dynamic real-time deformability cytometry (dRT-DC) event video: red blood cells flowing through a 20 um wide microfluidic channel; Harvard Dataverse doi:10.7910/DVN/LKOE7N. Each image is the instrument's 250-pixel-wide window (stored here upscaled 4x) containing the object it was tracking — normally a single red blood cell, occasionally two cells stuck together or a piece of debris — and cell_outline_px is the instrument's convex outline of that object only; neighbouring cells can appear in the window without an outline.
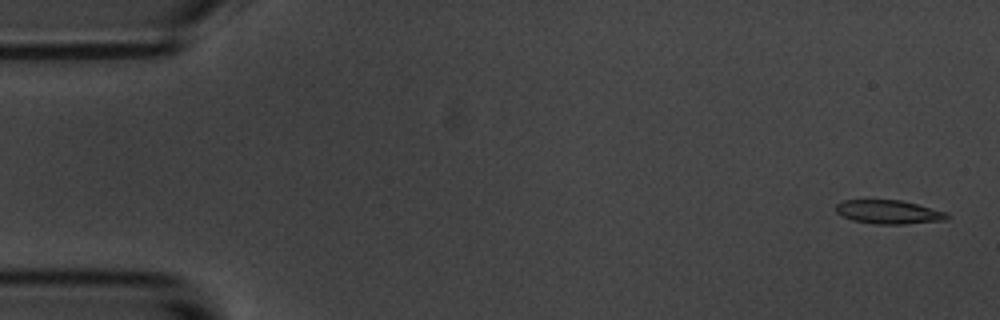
{"species": "common noctule bat (a hibernating species)", "species_latin": "Nyctalus noctula", "temperature_condition": "room temperature", "stored_images_in_passage": 6, "camera_frame_rate_fps": 3000, "um_per_image_px": 0.085, "animal": {"sex": "male", "body_mass_g": 20.1, "forearm_length_mm": 53.5}, "frame": {"image": 1, "passage_image": 1, "time_ms": 0.0, "image_size_px": [1000, 320], "cell_outline_px": [[948, 220], [904, 224], [876, 224], [852, 220], [836, 212], [836, 204], [844, 200], [900, 200], [948, 212]], "centroid_in_image_um": [75.56, 18.02], "position_along_channel_um": 9.4, "area_um2": 15.32}}